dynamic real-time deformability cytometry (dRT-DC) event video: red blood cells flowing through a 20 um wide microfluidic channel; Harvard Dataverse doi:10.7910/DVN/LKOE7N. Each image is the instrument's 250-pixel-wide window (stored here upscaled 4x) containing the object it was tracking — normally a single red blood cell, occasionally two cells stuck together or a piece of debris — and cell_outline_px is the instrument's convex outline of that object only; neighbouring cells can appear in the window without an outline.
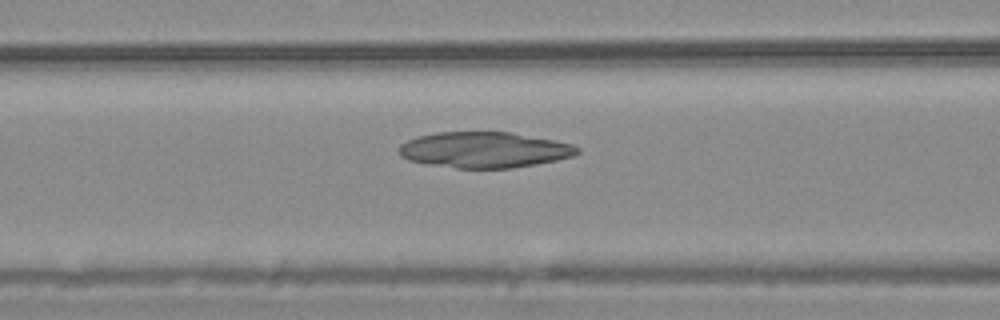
{"species": "common noctule bat (a hibernating species)", "species_latin": "Nyctalus noctula", "temperature_condition": "warm", "stored_images_in_passage": 55, "camera_frame_rate_fps": 3000, "um_per_image_px": 0.085, "animal": {"sex": "male", "body_mass_g": 20.4}, "frame": {"image": 1, "passage_image": 23, "time_ms": 7.333, "image_size_px": [1000, 320], "cell_outline_px": [[580, 152], [572, 156], [556, 160], [536, 164], [512, 168], [456, 168], [428, 164], [408, 160], [400, 156], [400, 144], [408, 140], [420, 136], [436, 132], [512, 132], [572, 144], [580, 148]], "centroid_in_image_um": [41.17, 12.74], "position_along_channel_um": 125.4, "area_um2": 37.05}}
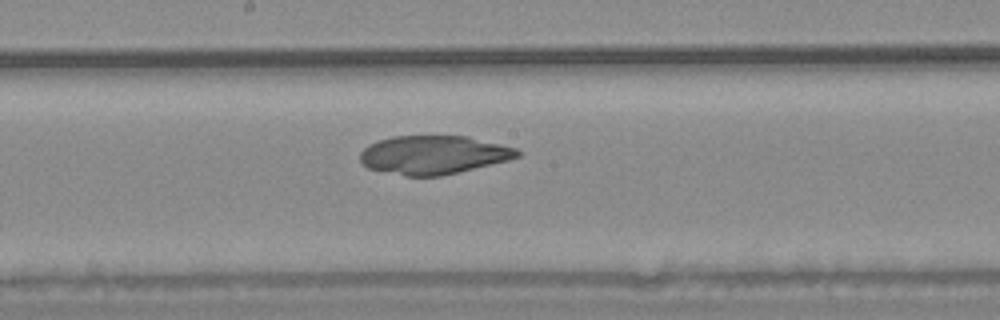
{"frame": {"image": 2, "passage_image": 30, "time_ms": 9.667, "image_size_px": [1000, 320], "cell_outline_px": [[520, 156], [508, 160], [440, 176], [404, 176], [368, 168], [360, 160], [360, 152], [368, 144], [392, 136], [468, 136], [516, 148], [520, 152]], "centroid_in_image_um": [36.83, 13.16], "position_along_channel_um": 211.4, "area_um2": 35.14}}
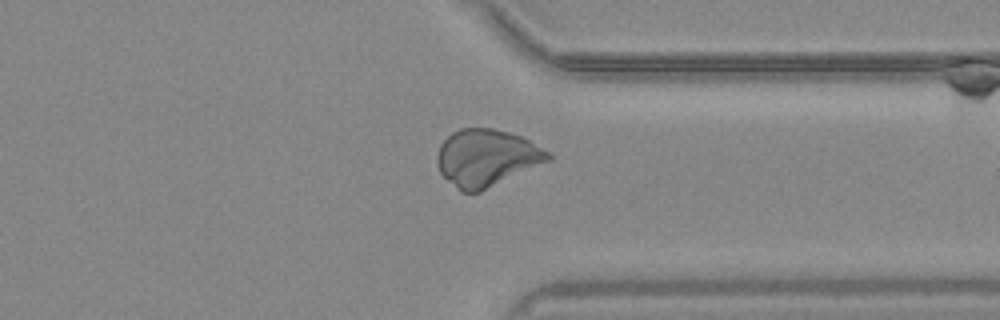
{"frame": {"image": 3, "passage_image": 43, "time_ms": 14.0, "image_size_px": [1000, 320], "cell_outline_px": [[552, 160], [480, 192], [460, 192], [440, 172], [436, 164], [436, 156], [440, 144], [452, 132], [460, 128], [492, 128], [508, 132], [520, 136], [528, 140], [548, 152], [552, 156]], "centroid_in_image_um": [41.34, 13.42], "position_along_channel_um": 370.1, "area_um2": 36.88}}